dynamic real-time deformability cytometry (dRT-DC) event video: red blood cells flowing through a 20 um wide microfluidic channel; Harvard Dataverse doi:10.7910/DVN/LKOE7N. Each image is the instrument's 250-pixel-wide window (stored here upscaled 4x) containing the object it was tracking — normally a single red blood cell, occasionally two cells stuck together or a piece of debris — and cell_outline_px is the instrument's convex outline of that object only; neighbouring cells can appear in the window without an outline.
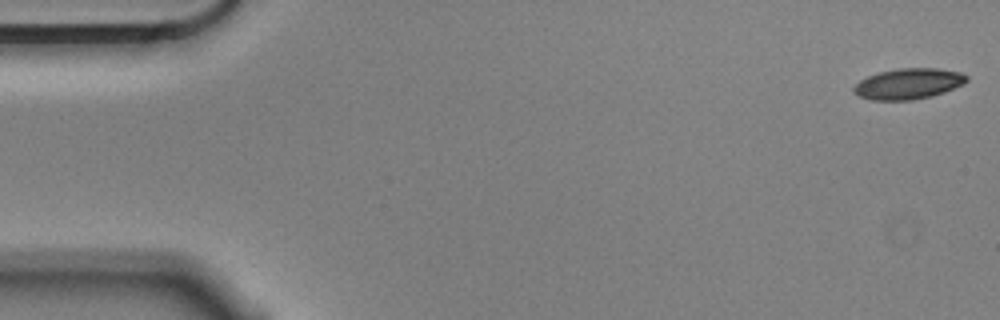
{"species": "Egyptian fruit bat (a non-hibernating species)", "species_latin": "Rousettus aegyptiacus", "temperature_condition": "cold", "stored_images_in_passage": 56, "camera_frame_rate_fps": 3000, "um_per_image_px": 0.085, "animal": {"sex": "male"}, "frame": {"image": 1, "passage_image": 1, "time_ms": 0.0, "image_size_px": [1000, 320], "cell_outline_px": [[968, 80], [964, 84], [944, 92], [932, 96], [912, 100], [872, 100], [860, 96], [852, 92], [852, 88], [860, 80], [868, 76], [880, 72], [896, 68], [936, 68], [960, 72], [968, 76]], "centroid_in_image_um": [77.22, 7.12], "position_along_channel_um": 7.8, "area_um2": 20.29}}
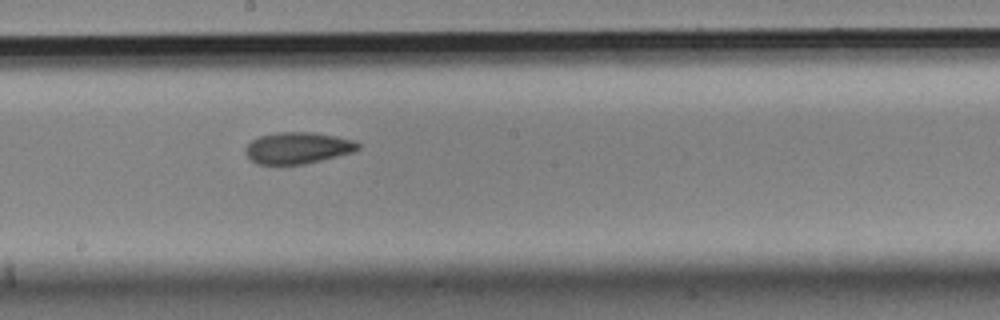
{"frame": {"image": 2, "passage_image": 30, "time_ms": 9.667, "image_size_px": [1000, 320], "cell_outline_px": [[360, 148], [352, 152], [304, 164], [256, 164], [244, 152], [244, 148], [252, 140], [260, 136], [276, 132], [312, 132], [336, 136], [356, 140], [360, 144]], "centroid_in_image_um": [25.31, 12.56], "position_along_channel_um": 222.9, "area_um2": 20.63}}
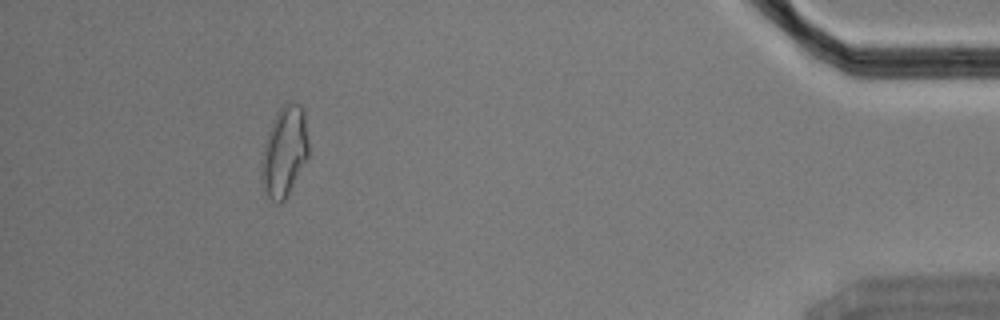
{"frame": {"image": 3, "passage_image": 51, "time_ms": 16.667, "image_size_px": [1000, 320], "cell_outline_px": [[308, 156], [284, 200], [280, 204], [276, 204], [264, 196], [260, 176], [260, 160], [264, 140], [276, 112], [288, 100], [300, 104], [304, 112], [308, 140]], "centroid_in_image_um": [24.12, 12.9], "position_along_channel_um": 411.1, "area_um2": 25.26}, "authors_computed_cell_mechanics": {"area_um2": 21.2126, "velocity_mm_per_s": 3.5539, "shape_relaxation_time_tau1_ms": 8.0943, "shape_relaxation_time_tau2_ms": 5.6488, "deformation_change_tau1": 0.16, "deformation_change_tau2": 0.122}}